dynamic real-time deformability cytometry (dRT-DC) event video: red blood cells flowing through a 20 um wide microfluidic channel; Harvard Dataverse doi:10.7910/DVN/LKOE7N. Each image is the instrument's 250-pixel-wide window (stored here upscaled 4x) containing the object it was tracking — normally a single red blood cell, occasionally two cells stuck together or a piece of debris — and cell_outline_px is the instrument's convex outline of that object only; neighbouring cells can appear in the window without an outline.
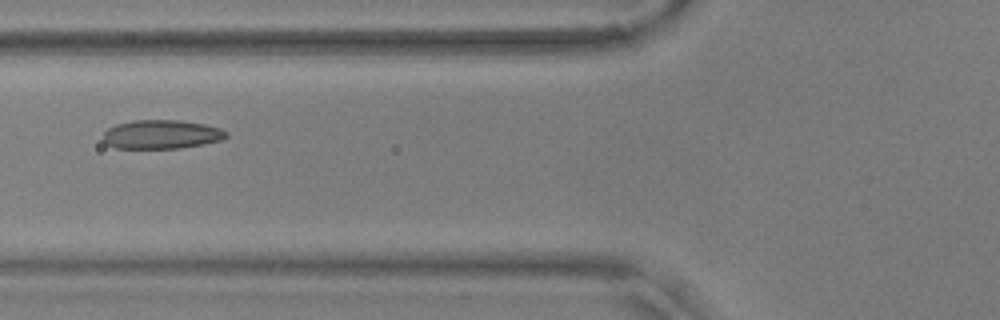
{"species": "common noctule bat (a hibernating species)", "species_latin": "Nyctalus noctula", "temperature_condition": "warm", "stored_images_in_passage": 55, "camera_frame_rate_fps": 3000, "um_per_image_px": 0.085, "animal": {"sex": "male", "body_mass_g": 17.9, "forearm_length_mm": 54.2}, "frame": {"image": 1, "passage_image": 21, "time_ms": 6.667, "image_size_px": [1000, 320], "cell_outline_px": [[228, 136], [220, 140], [204, 144], [180, 148], [116, 148], [108, 144], [104, 140], [104, 132], [108, 128], [116, 124], [132, 120], [180, 120], [204, 124], [220, 128], [228, 132]], "centroid_in_image_um": [13.74, 11.41], "position_along_channel_um": 112.1, "area_um2": 20.69}}
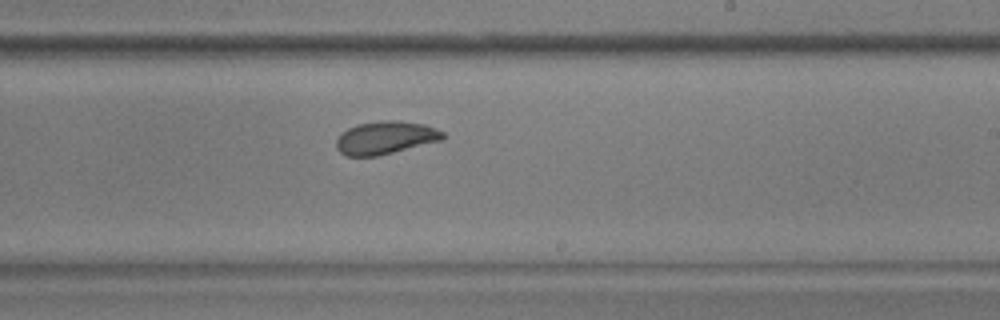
{"frame": {"image": 2, "passage_image": 33, "time_ms": 10.667, "image_size_px": [1000, 320], "cell_outline_px": [[444, 140], [376, 156], [348, 156], [340, 152], [336, 148], [336, 140], [348, 128], [356, 124], [380, 120], [396, 120], [424, 124], [436, 128], [444, 132]], "centroid_in_image_um": [32.79, 11.69], "position_along_channel_um": 256.2, "area_um2": 20.46}}
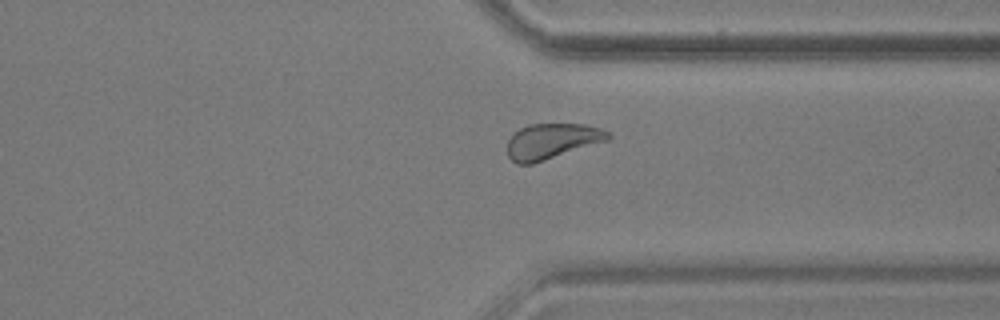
{"frame": {"image": 3, "passage_image": 42, "time_ms": 13.667, "image_size_px": [1000, 320], "cell_outline_px": [[612, 136], [608, 140], [532, 164], [516, 164], [508, 156], [508, 140], [520, 128], [528, 124], [584, 124], [600, 128], [608, 132]], "centroid_in_image_um": [46.91, 12.0], "position_along_channel_um": 364.5, "area_um2": 20.63}, "authors_computed_cell_mechanics": {"area_um2": 21.3282, "velocity_mm_per_s": 3.6037, "shape_relaxation_time_tau1_ms": 2.6564, "shape_relaxation_time_tau2_ms": 1.636, "deformation_change_tau1": 0.0987, "deformation_change_tau2": 0.0602}}